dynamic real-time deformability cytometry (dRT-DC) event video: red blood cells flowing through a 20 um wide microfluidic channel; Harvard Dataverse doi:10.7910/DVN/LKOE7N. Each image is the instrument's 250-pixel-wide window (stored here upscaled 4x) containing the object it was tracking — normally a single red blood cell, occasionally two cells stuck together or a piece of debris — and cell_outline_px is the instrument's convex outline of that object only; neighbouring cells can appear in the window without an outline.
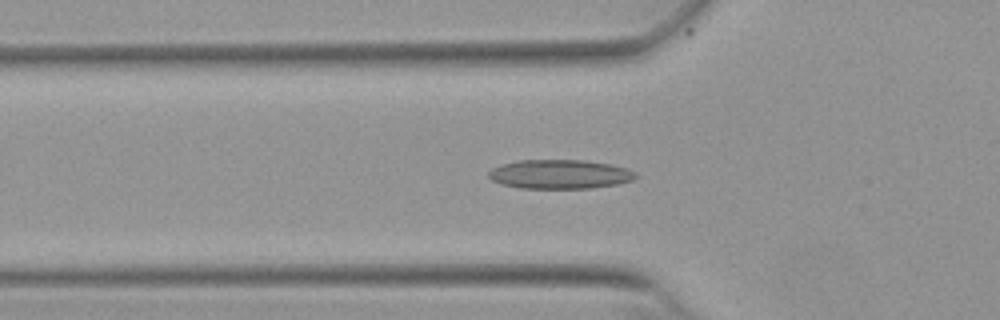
{"species": "Egyptian fruit bat (a non-hibernating species)", "species_latin": "Rousettus aegyptiacus", "temperature_condition": "warm", "stored_images_in_passage": 39, "camera_frame_rate_fps": 3000, "um_per_image_px": 0.085, "animal": {"sex": "female"}, "frame": {"image": 1, "passage_image": 14, "time_ms": 4.333, "image_size_px": [1000, 320], "cell_outline_px": [[640, 176], [632, 180], [616, 184], [592, 188], [520, 188], [504, 184], [492, 180], [488, 176], [488, 172], [492, 168], [504, 164], [520, 160], [584, 160], [608, 164], [624, 168], [636, 172]], "centroid_in_image_um": [47.6, 14.81], "position_along_channel_um": 78.2, "area_um2": 24.74}}
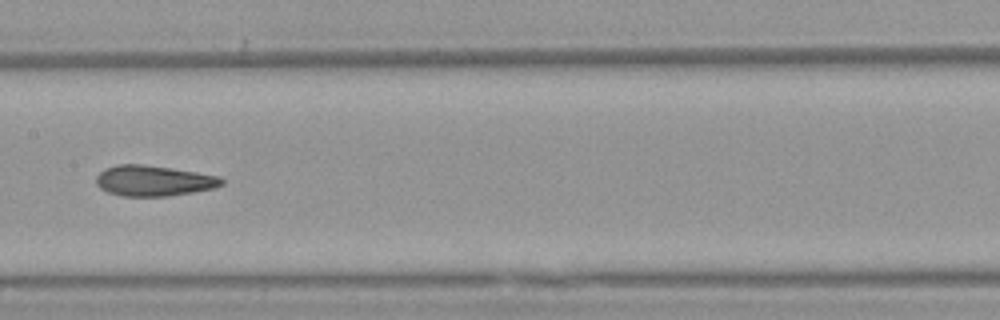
{"frame": {"image": 2, "passage_image": 23, "time_ms": 7.333, "image_size_px": [1000, 320], "cell_outline_px": [[224, 184], [212, 188], [192, 192], [168, 196], [120, 196], [108, 192], [100, 188], [96, 184], [96, 176], [100, 172], [116, 164], [144, 164], [172, 168], [220, 176], [224, 180]], "centroid_in_image_um": [13.05, 15.36], "position_along_channel_um": 194.3, "area_um2": 22.37}}
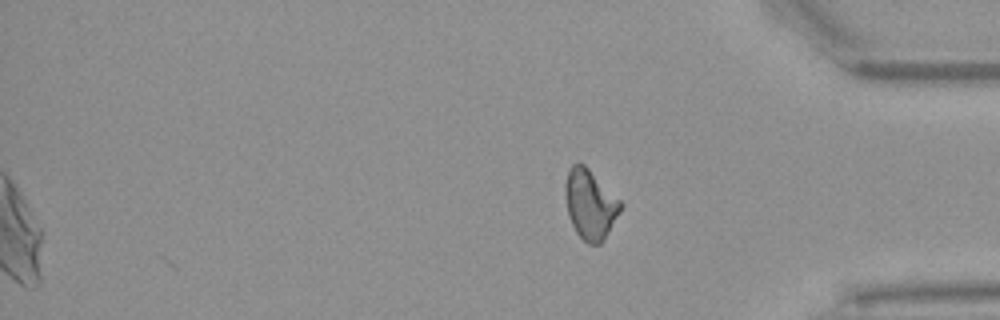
{"frame": {"image": 3, "passage_image": 39, "time_ms": 12.667, "image_size_px": [1000, 320], "cell_outline_px": [[624, 204], [620, 212], [604, 240], [600, 244], [588, 244], [576, 232], [568, 216], [564, 192], [564, 184], [568, 172], [572, 164], [576, 160], [584, 164]], "centroid_in_image_um": [50.15, 17.35], "position_along_channel_um": 385.1, "area_um2": 22.54}, "authors_computed_cell_mechanics": {"area_um2": 22.4842, "velocity_mm_per_s": 3.8487, "shape_relaxation_time_tau1_ms": null, "shape_relaxation_time_tau2_ms": 2.6408, "deformation_change_tau1": null, "deformation_change_tau2": 0.1062}}